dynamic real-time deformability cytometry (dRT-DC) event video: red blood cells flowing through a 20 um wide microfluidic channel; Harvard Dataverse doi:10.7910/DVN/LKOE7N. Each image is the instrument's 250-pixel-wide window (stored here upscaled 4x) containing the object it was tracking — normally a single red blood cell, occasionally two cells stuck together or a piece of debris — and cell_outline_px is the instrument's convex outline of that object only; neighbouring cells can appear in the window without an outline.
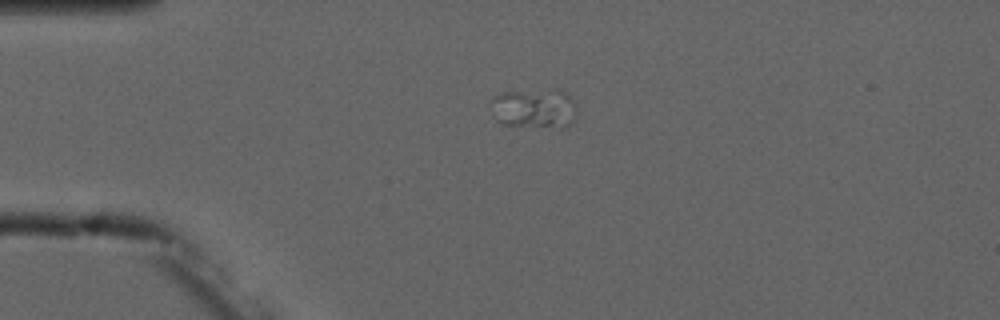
{"species": "common noctule bat (a hibernating species)", "species_latin": "Nyctalus noctula", "temperature_condition": "cold", "stored_images_in_passage": 6, "camera_frame_rate_fps": 3000, "um_per_image_px": 0.085, "animal": {"sex": "male", "forearm_length_mm": 52.5}, "frame": {"image": 1, "passage_image": 4, "time_ms": 3.333, "image_size_px": [1000, 320], "cell_outline_px": [[576, 120], [564, 128], [500, 124], [496, 120], [488, 104], [488, 100], [504, 92], [560, 92], [568, 96], [576, 104]], "centroid_in_image_um": [45.37, 9.28], "position_along_channel_um": 39.6, "area_um2": 19.48}}
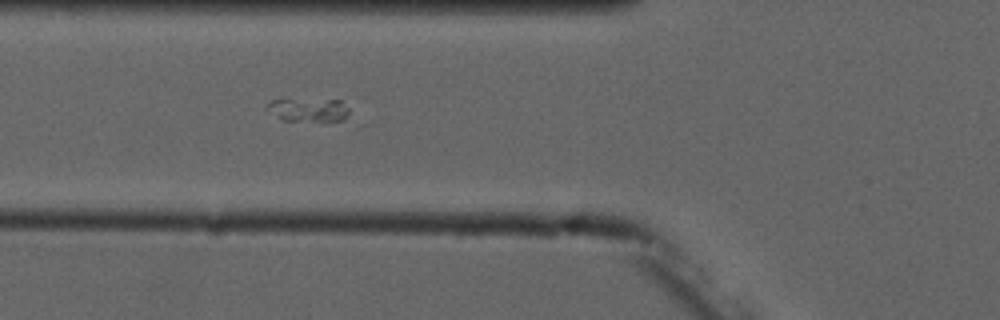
{"frame": {"image": 2, "passage_image": 6, "time_ms": 5.667, "image_size_px": [1000, 320], "cell_outline_px": [[348, 112], [344, 120], [284, 120], [264, 108], [272, 100], [340, 100], [348, 108]], "centroid_in_image_um": [26.22, 9.33], "position_along_channel_um": 99.6, "area_um2": 10.69}}